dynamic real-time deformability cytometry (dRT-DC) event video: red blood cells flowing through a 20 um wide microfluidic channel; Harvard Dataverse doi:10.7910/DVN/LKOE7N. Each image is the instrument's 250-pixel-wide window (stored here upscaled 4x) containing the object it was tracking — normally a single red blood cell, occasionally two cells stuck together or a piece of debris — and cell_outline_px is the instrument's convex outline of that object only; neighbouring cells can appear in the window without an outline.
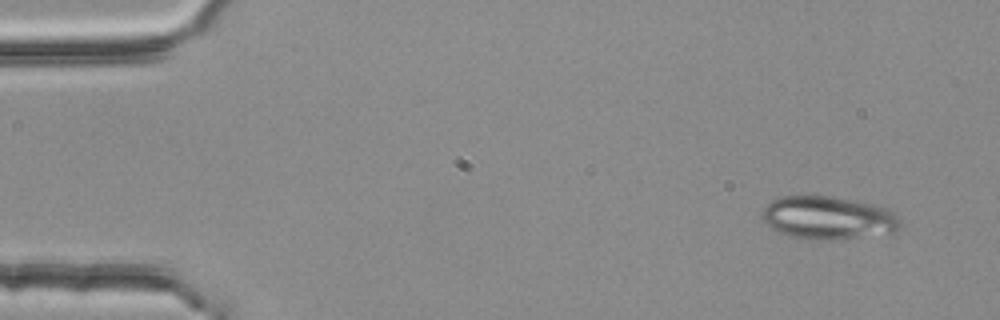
{"species": "common noctule bat (a hibernating species)", "species_latin": "Nyctalus noctula", "temperature_condition": "room temperature", "stored_images_in_passage": 5, "camera_frame_rate_fps": 3000, "um_per_image_px": 0.085, "animal": {"sex": "female", "body_mass_g": 25.1}, "frame": {"image": 1, "passage_image": 1, "time_ms": 0.0, "image_size_px": [1000, 320], "cell_outline_px": [[900, 228], [892, 232], [828, 240], [816, 240], [792, 236], [780, 232], [772, 228], [760, 216], [764, 208], [772, 200], [784, 196], [832, 196], [856, 200], [888, 208], [900, 220]], "centroid_in_image_um": [70.38, 18.49], "position_along_channel_um": 14.6, "area_um2": 34.22}}